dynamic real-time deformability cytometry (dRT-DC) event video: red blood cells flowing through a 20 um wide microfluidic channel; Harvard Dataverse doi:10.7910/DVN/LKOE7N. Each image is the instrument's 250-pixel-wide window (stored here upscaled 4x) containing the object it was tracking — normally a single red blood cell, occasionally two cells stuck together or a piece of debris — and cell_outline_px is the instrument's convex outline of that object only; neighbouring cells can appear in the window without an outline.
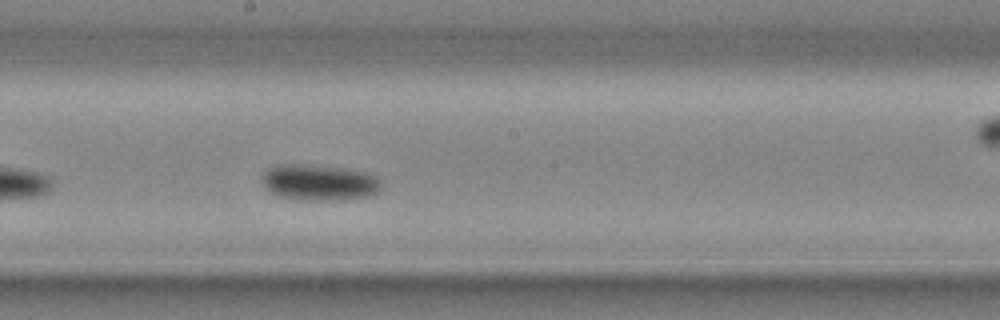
{"species": "common noctule bat (a hibernating species)", "species_latin": "Nyctalus noctula", "temperature_condition": "cold", "stored_images_in_passage": 9, "segment_of_instrument_passage": [1, 2], "camera_frame_rate_fps": 3000, "um_per_image_px": 0.085, "animal": {"sex": "male", "body_mass_g": 20.4}, "frame": {"image": 1, "passage_image": 8, "time_ms": 2.333, "image_size_px": [1000, 320], "cell_outline_px": [[380, 188], [376, 192], [364, 196], [336, 200], [300, 200], [284, 196], [272, 192], [264, 188], [260, 176], [268, 168], [276, 164], [308, 164], [344, 168], [368, 172], [380, 176]], "centroid_in_image_um": [27.11, 15.48], "position_along_channel_um": 221.1, "area_um2": 25.14}}